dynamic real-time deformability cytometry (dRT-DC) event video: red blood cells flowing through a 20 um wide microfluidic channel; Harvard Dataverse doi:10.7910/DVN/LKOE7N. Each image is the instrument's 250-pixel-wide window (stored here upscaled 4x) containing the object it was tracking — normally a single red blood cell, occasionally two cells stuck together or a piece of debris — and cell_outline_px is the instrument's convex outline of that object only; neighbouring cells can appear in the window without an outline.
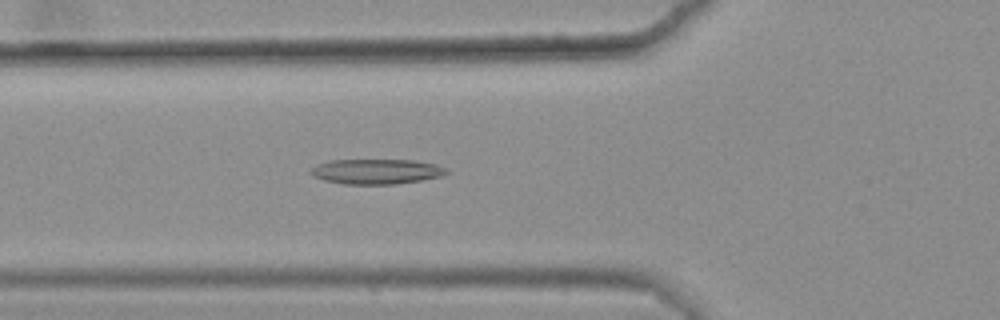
{"species": "common noctule bat (a hibernating species)", "species_latin": "Nyctalus noctula", "temperature_condition": "warm", "stored_images_in_passage": 33, "camera_frame_rate_fps": 3000, "um_per_image_px": 0.085, "animal": {"sex": "female", "body_mass_g": 25.1}, "frame": {"image": 1, "passage_image": 5, "time_ms": 1.333, "image_size_px": [1000, 320], "cell_outline_px": [[448, 172], [440, 176], [420, 180], [396, 184], [344, 184], [324, 180], [312, 176], [308, 172], [316, 164], [328, 160], [416, 160], [436, 164], [448, 168]], "centroid_in_image_um": [31.96, 14.57], "position_along_channel_um": 93.8, "area_um2": 19.94}}
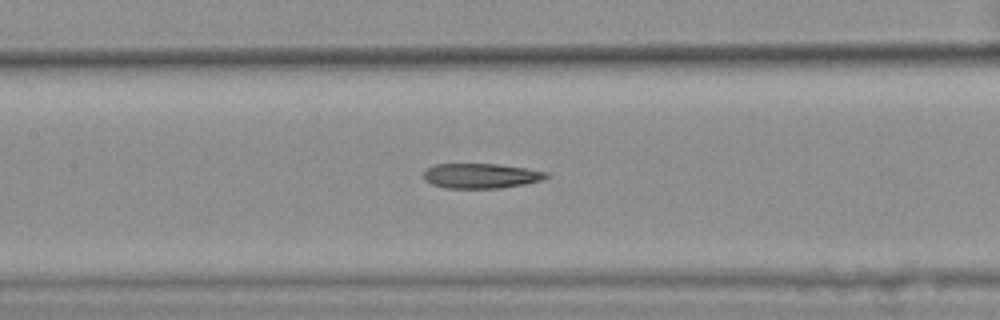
{"frame": {"image": 2, "passage_image": 11, "time_ms": 3.333, "image_size_px": [1000, 320], "cell_outline_px": [[552, 176], [540, 180], [524, 184], [500, 188], [444, 188], [432, 184], [424, 180], [424, 172], [428, 168], [436, 164], [496, 164], [524, 168], [548, 172]], "centroid_in_image_um": [40.89, 14.95], "position_along_channel_um": 166.5, "area_um2": 17.74}}
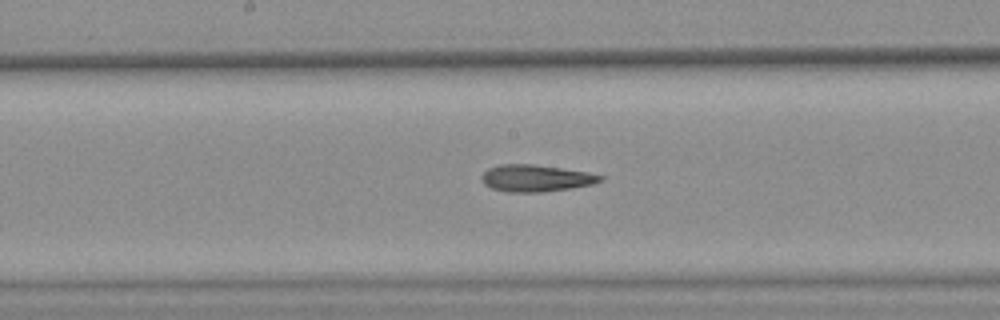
{"frame": {"image": 3, "passage_image": 14, "time_ms": 4.333, "image_size_px": [1000, 320], "cell_outline_px": [[604, 180], [592, 184], [572, 188], [540, 192], [508, 192], [492, 188], [484, 184], [480, 180], [480, 176], [488, 168], [500, 164], [532, 164], [588, 172], [604, 176]], "centroid_in_image_um": [45.53, 15.14], "position_along_channel_um": 202.7, "area_um2": 18.61}, "authors_computed_cell_mechanics": {"area_um2": 18.5538, "velocity_mm_per_s": 3.6193, "shape_relaxation_time_tau1_ms": null, "shape_relaxation_time_tau2_ms": 6.6689, "deformation_change_tau1": null, "deformation_change_tau2": 0.1964}}